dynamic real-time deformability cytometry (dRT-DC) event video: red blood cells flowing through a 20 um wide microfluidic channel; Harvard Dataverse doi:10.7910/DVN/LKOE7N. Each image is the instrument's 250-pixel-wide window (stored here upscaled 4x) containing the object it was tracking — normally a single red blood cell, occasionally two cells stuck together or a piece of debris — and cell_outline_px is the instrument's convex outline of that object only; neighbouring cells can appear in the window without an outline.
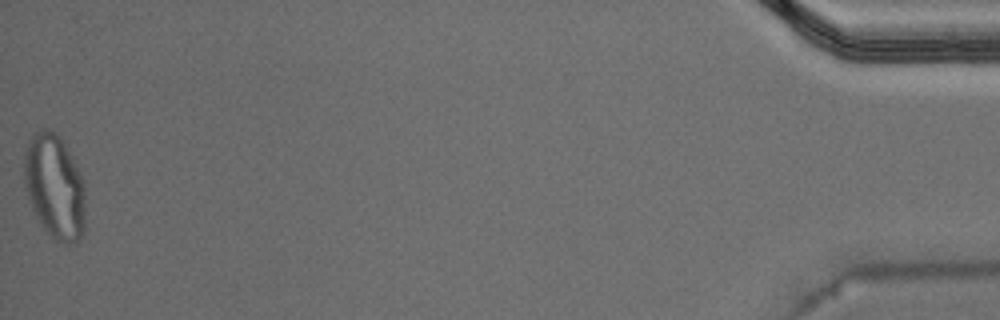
{"species": "Egyptian fruit bat (a non-hibernating species)", "species_latin": "Rousettus aegyptiacus", "temperature_condition": "warm", "stored_images_in_passage": 51, "segment_of_instrument_passage": [2, 2], "camera_frame_rate_fps": 3000, "um_per_image_px": 0.085, "animal": {"sex": "male"}, "frame": {"image": 1, "passage_image": 51, "time_ms": 16.667, "image_size_px": [1000, 320], "cell_outline_px": [[84, 228], [80, 236], [76, 240], [68, 244], [52, 240], [40, 224], [32, 208], [24, 184], [24, 152], [28, 140], [36, 132], [44, 128], [48, 128], [56, 132], [72, 156], [84, 184]], "centroid_in_image_um": [4.61, 15.86], "position_along_channel_um": 430.6, "area_um2": 37.28}}